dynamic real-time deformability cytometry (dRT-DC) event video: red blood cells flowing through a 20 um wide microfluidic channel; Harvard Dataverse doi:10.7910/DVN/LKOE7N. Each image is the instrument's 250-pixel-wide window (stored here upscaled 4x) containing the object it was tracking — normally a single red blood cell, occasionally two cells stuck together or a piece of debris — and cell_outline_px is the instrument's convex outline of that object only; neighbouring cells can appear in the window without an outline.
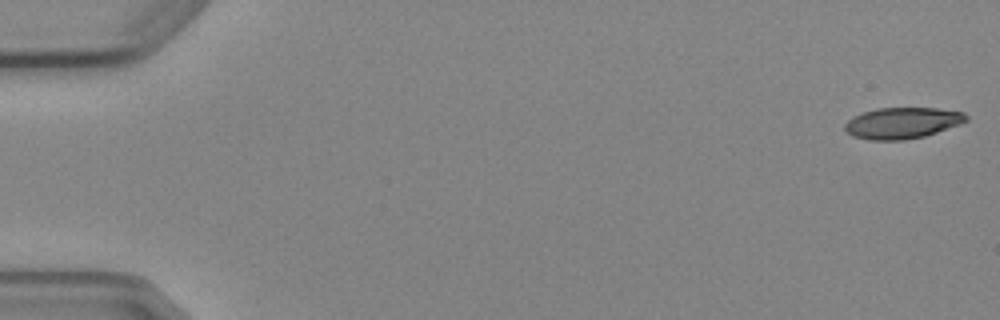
{"species": "Egyptian fruit bat (a non-hibernating species)", "species_latin": "Rousettus aegyptiacus", "temperature_condition": "cold", "stored_images_in_passage": 4, "camera_frame_rate_fps": 3000, "um_per_image_px": 0.085, "animal": {"sex": "female"}, "frame": {"image": 1, "passage_image": 1, "time_ms": 0.0, "image_size_px": [1000, 320], "cell_outline_px": [[968, 120], [960, 124], [924, 136], [904, 140], [868, 140], [852, 136], [844, 128], [844, 124], [852, 116], [876, 108], [936, 108], [964, 112], [968, 116]], "centroid_in_image_um": [76.68, 10.45], "position_along_channel_um": 8.3, "area_um2": 22.08}}